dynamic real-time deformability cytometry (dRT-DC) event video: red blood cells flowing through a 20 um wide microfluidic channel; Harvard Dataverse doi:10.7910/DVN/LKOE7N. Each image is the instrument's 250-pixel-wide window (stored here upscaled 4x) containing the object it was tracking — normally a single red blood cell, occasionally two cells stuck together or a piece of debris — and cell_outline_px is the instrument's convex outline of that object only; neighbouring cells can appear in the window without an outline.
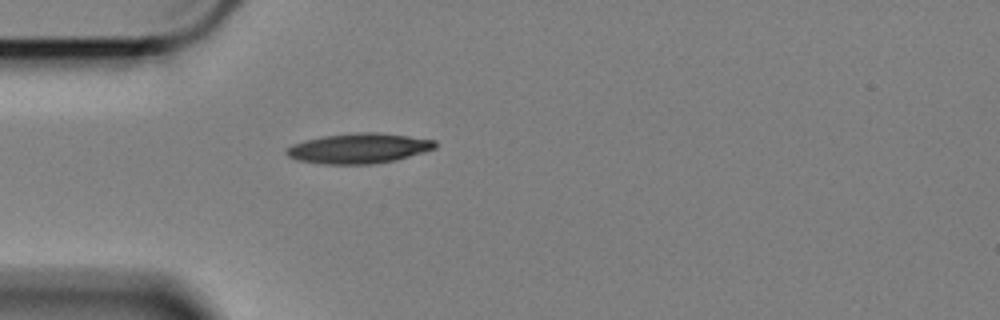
{"species": "Egyptian fruit bat (a non-hibernating species)", "species_latin": "Rousettus aegyptiacus", "temperature_condition": "cold", "stored_images_in_passage": 43, "camera_frame_rate_fps": 3000, "um_per_image_px": 0.085, "animal": {"sex": "female"}, "frame": {"image": 1, "passage_image": 1, "time_ms": 0.0, "image_size_px": [1000, 320], "cell_outline_px": [[436, 148], [424, 152], [396, 160], [372, 164], [324, 164], [300, 160], [288, 156], [284, 152], [292, 144], [304, 140], [324, 136], [360, 132], [380, 132], [436, 140]], "centroid_in_image_um": [30.52, 12.6], "position_along_channel_um": 54.5, "area_um2": 26.01}}
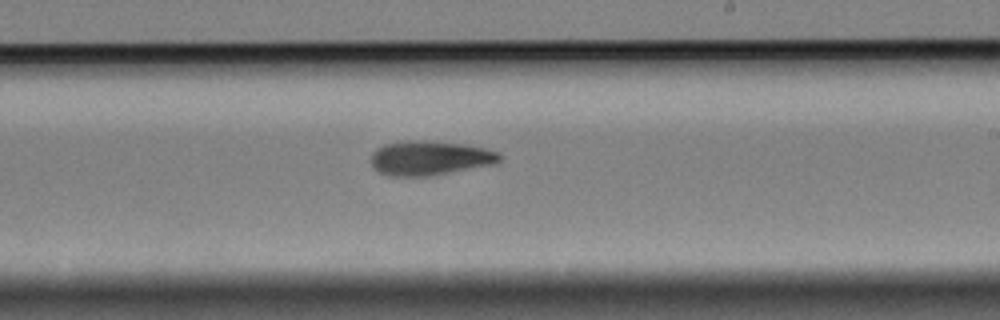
{"frame": {"image": 2, "passage_image": 19, "time_ms": 6.0, "image_size_px": [1000, 320], "cell_outline_px": [[504, 156], [496, 164], [428, 176], [388, 176], [372, 168], [372, 152], [376, 148], [384, 144], [408, 140], [424, 140], [464, 144], [484, 148], [500, 152]], "centroid_in_image_um": [36.55, 13.43], "position_along_channel_um": 252.4, "area_um2": 26.01}}
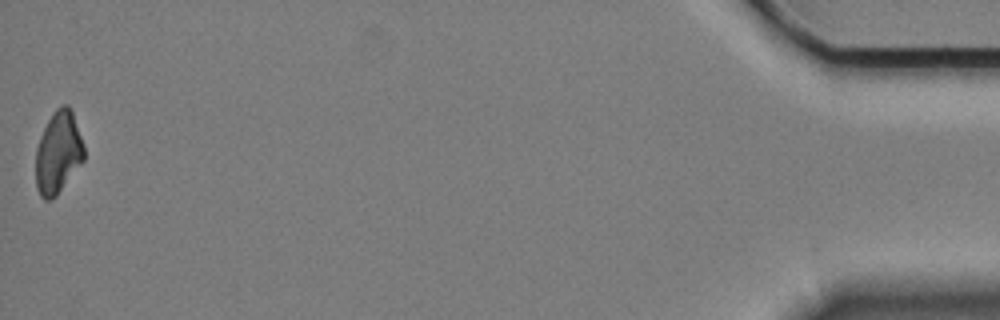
{"frame": {"image": 3, "passage_image": 43, "time_ms": 14.0, "image_size_px": [1000, 320], "cell_outline_px": [[84, 160], [56, 196], [52, 200], [44, 200], [40, 196], [36, 188], [36, 148], [40, 136], [52, 112], [60, 104], [68, 104], [72, 112], [84, 144]], "centroid_in_image_um": [4.94, 12.97], "position_along_channel_um": 430.3, "area_um2": 23.24}, "authors_computed_cell_mechanics": {"area_um2": 24.854, "velocity_mm_per_s": 3.3922, "shape_relaxation_time_tau1_ms": 6.6332, "shape_relaxation_time_tau2_ms": 7.4257, "deformation_change_tau1": 0.1585, "deformation_change_tau2": 0.1374}}